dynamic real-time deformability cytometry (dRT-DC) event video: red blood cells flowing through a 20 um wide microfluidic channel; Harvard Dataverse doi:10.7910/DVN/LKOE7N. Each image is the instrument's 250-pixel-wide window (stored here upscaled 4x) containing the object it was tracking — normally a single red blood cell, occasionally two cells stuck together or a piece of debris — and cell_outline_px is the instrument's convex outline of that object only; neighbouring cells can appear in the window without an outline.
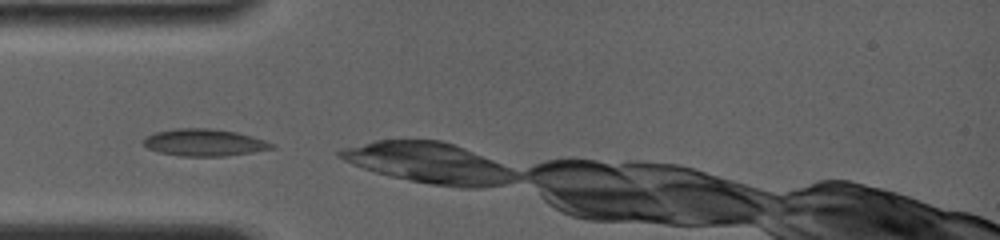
{"species": "common noctule bat (a hibernating species)", "species_latin": "Nyctalus noctula", "temperature_condition": "room temperature", "stored_images_in_passage": 11, "camera_frame_rate_fps": 4000, "um_per_image_px": 0.085, "animal": {"sex": "female", "body_mass_g": 19.0, "forearm_length_mm": 56.7}, "frame": {"image": 1, "passage_image": 1, "time_ms": 0.0, "image_size_px": [1000, 240], "cell_outline_px": [[276, 148], [252, 152], [224, 156], [180, 156], [156, 152], [148, 148], [144, 144], [144, 140], [148, 136], [156, 132], [176, 128], [208, 128], [236, 132], [252, 136], [276, 144]], "centroid_in_image_um": [17.39, 12.12], "position_along_channel_um": 67.6, "area_um2": 20.17}}